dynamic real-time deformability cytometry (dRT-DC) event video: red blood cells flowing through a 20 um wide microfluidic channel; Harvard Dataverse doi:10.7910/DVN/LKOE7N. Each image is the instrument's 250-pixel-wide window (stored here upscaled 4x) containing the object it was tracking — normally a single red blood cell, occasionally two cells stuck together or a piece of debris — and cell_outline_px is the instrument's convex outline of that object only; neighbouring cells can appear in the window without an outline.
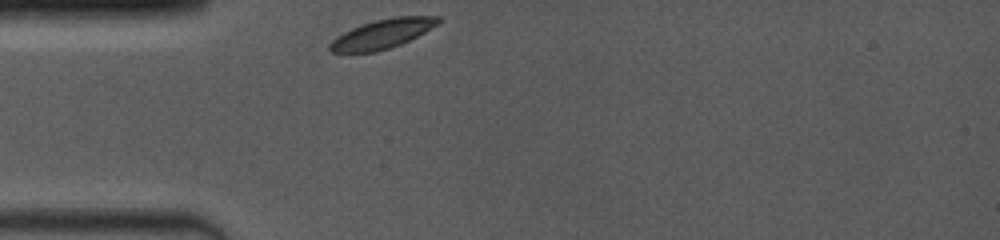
{"species": "common noctule bat (a hibernating species)", "species_latin": "Nyctalus noctula", "temperature_condition": "room temperature", "stored_images_in_passage": 24, "camera_frame_rate_fps": 4000, "um_per_image_px": 0.085, "animal": {"sex": "female", "body_mass_g": 19.0, "forearm_length_mm": 53.3}, "frame": {"image": 1, "passage_image": 1, "time_ms": 0.0, "image_size_px": [1000, 240], "cell_outline_px": [[440, 20], [436, 24], [424, 32], [400, 44], [376, 52], [332, 52], [328, 48], [328, 44], [336, 36], [352, 28], [376, 20], [396, 16], [440, 16]], "centroid_in_image_um": [32.46, 2.88], "position_along_channel_um": 52.5, "area_um2": 18.09}}
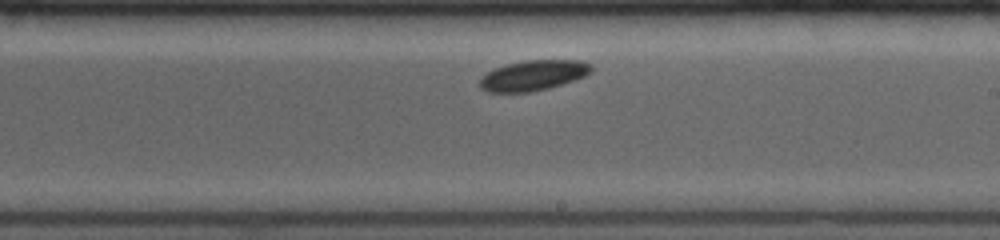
{"frame": {"image": 2, "passage_image": 14, "time_ms": 5.25, "image_size_px": [1000, 240], "cell_outline_px": [[592, 72], [584, 76], [548, 88], [532, 92], [488, 92], [480, 88], [480, 76], [496, 68], [508, 64], [524, 60], [580, 60], [588, 64], [592, 68]], "centroid_in_image_um": [45.29, 6.41], "position_along_channel_um": 243.7, "area_um2": 19.48}}
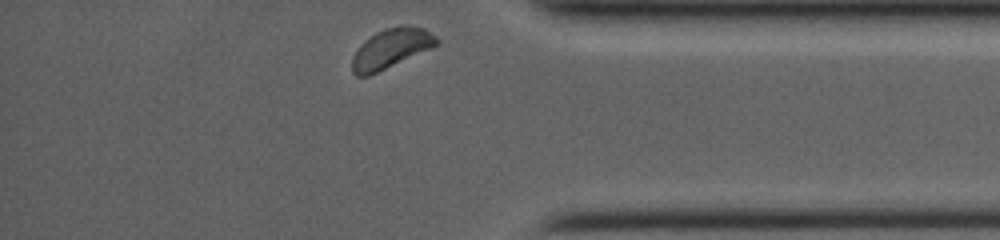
{"frame": {"image": 3, "passage_image": 24, "time_ms": 9.5, "image_size_px": [1000, 240], "cell_outline_px": [[440, 44], [432, 48], [368, 76], [356, 76], [352, 72], [352, 56], [364, 40], [376, 32], [400, 24], [408, 24], [424, 28], [436, 36], [440, 40]], "centroid_in_image_um": [33.26, 4.1], "position_along_channel_um": 401.9, "area_um2": 19.65}}